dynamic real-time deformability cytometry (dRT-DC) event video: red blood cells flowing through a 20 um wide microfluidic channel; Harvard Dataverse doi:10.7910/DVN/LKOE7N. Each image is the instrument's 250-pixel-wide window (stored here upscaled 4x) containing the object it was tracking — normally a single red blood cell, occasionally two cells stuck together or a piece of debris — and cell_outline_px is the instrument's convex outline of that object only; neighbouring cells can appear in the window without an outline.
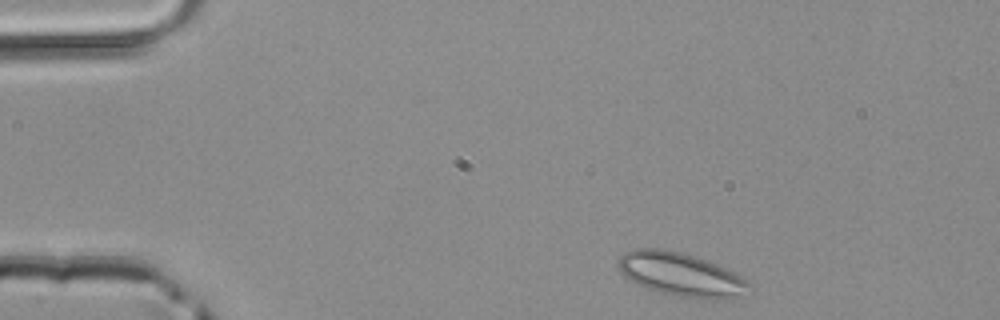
{"species": "common noctule bat (a hibernating species)", "species_latin": "Nyctalus noctula", "temperature_condition": "room temperature", "stored_images_in_passage": 42, "camera_frame_rate_fps": 3000, "um_per_image_px": 0.085, "animal": {"sex": "male", "body_mass_g": 20.4}, "frame": {"image": 1, "passage_image": 1, "time_ms": 0.0, "image_size_px": [1000, 320], "cell_outline_px": [[752, 288], [744, 296], [732, 300], [720, 300], [680, 296], [660, 292], [648, 288], [628, 280], [620, 272], [620, 256], [624, 252], [636, 248], [656, 248], [680, 252], [716, 264], [748, 280]], "centroid_in_image_um": [57.93, 23.36], "position_along_channel_um": 27.1, "area_um2": 33.06}}
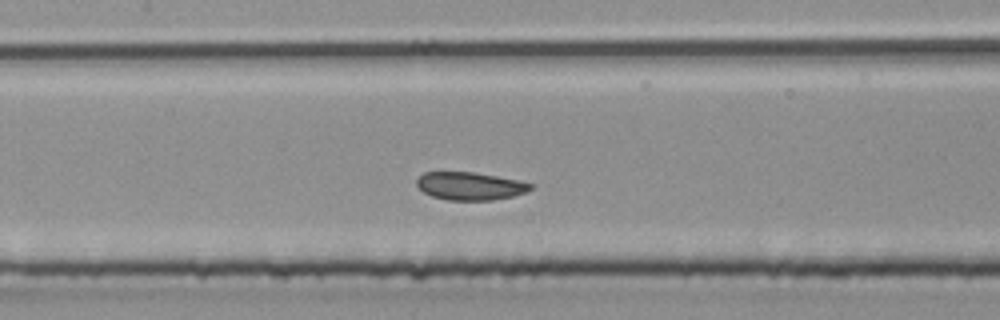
{"frame": {"image": 2, "passage_image": 16, "time_ms": 5.0, "image_size_px": [1000, 320], "cell_outline_px": [[532, 188], [524, 192], [512, 196], [492, 200], [448, 200], [432, 196], [424, 192], [416, 184], [416, 180], [424, 172], [476, 172], [516, 180], [532, 184]], "centroid_in_image_um": [39.92, 15.81], "position_along_channel_um": 167.5, "area_um2": 18.26}}
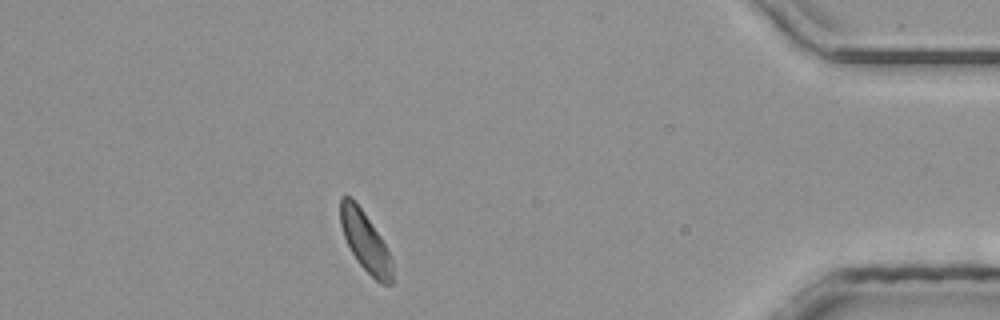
{"frame": {"image": 3, "passage_image": 36, "time_ms": 11.667, "image_size_px": [1000, 320], "cell_outline_px": [[392, 284], [380, 284], [356, 260], [344, 236], [340, 224], [340, 196], [352, 196], [364, 212], [380, 236], [392, 256]], "centroid_in_image_um": [31.05, 20.5], "position_along_channel_um": 404.2, "area_um2": 18.03}}